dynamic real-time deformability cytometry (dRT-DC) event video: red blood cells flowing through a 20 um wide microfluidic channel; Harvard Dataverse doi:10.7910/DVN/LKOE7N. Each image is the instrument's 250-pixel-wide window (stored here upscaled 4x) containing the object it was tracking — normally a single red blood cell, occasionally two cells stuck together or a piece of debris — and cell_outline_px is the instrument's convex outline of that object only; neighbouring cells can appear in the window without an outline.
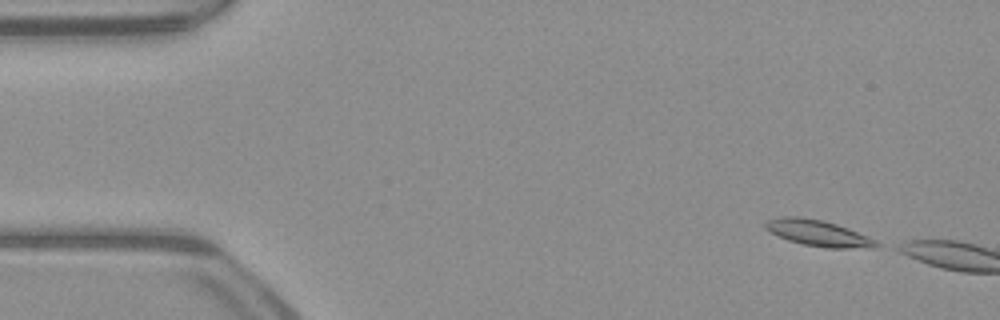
{"species": "common noctule bat (a hibernating species)", "species_latin": "Nyctalus noctula", "temperature_condition": "warm", "stored_images_in_passage": 4, "camera_frame_rate_fps": 3000, "um_per_image_px": 0.085, "animal": {"sex": "male", "body_mass_g": 23.1, "forearm_length_mm": 52.7}, "frame": {"image": 1, "passage_image": 2, "time_ms": 0.333, "image_size_px": [1000, 320], "cell_outline_px": [[884, 244], [876, 248], [828, 248], [804, 244], [788, 240], [764, 228], [764, 224], [768, 220], [784, 216], [800, 216], [824, 220], [848, 228], [868, 236]], "centroid_in_image_um": [69.63, 19.82], "position_along_channel_um": 15.4, "area_um2": 16.94}}